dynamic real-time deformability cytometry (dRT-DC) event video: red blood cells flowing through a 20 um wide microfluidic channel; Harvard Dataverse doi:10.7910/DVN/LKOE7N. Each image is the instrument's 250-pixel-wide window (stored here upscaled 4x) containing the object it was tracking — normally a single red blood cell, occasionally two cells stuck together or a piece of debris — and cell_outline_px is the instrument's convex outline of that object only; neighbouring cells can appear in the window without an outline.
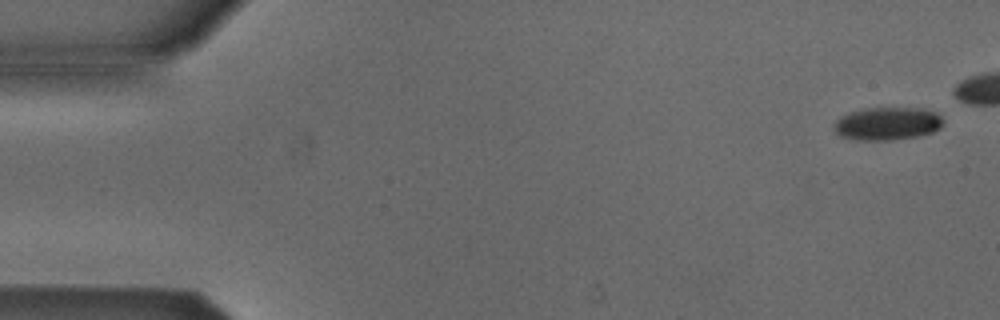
{"species": "Egyptian fruit bat (a non-hibernating species)", "species_latin": "Rousettus aegyptiacus", "temperature_condition": "cold", "stored_images_in_passage": 6, "camera_frame_rate_fps": 3000, "um_per_image_px": 0.085, "animal": {"sex": "male"}, "frame": {"image": 1, "passage_image": 1, "time_ms": 0.0, "image_size_px": [1000, 320], "cell_outline_px": [[944, 124], [940, 128], [932, 132], [920, 136], [892, 140], [856, 140], [840, 136], [832, 128], [836, 120], [848, 112], [864, 108], [924, 108], [936, 112], [944, 120]], "centroid_in_image_um": [75.44, 10.51], "position_along_channel_um": 9.6, "area_um2": 21.27}}
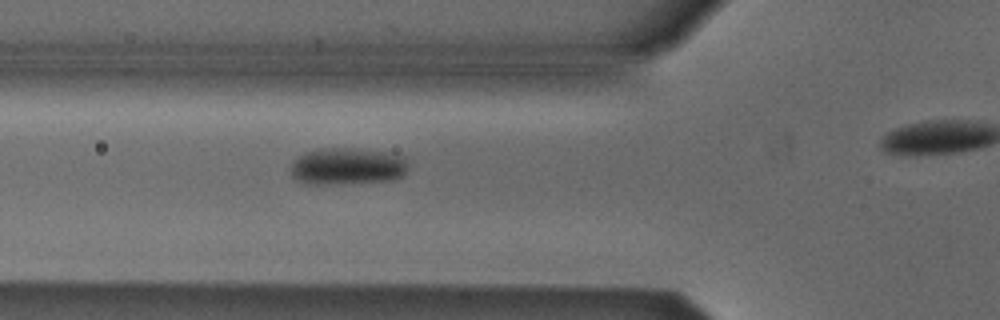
{"frame": {"image": 2, "passage_image": 5, "time_ms": 5.667, "image_size_px": [1000, 320], "cell_outline_px": [[408, 168], [404, 176], [392, 180], [328, 184], [308, 184], [296, 180], [292, 176], [288, 168], [292, 160], [308, 152], [324, 148], [356, 148], [396, 152], [408, 156]], "centroid_in_image_um": [29.59, 14.12], "position_along_channel_um": 96.2, "area_um2": 26.01}}